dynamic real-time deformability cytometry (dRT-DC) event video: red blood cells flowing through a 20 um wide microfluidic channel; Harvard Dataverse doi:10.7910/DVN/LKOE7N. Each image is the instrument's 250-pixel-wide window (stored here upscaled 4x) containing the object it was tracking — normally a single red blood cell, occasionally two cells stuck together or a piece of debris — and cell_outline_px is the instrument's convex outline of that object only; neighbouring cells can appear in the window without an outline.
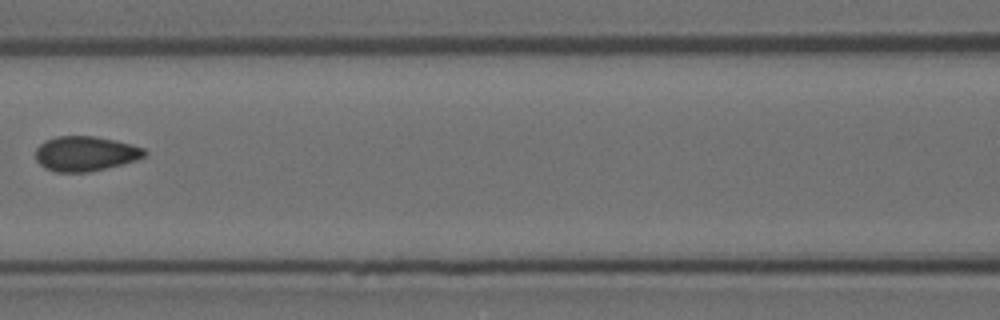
{"species": "Egyptian fruit bat (a non-hibernating species)", "species_latin": "Rousettus aegyptiacus", "temperature_condition": "room temperature", "stored_images_in_passage": 5, "camera_frame_rate_fps": 3000, "um_per_image_px": 0.085, "animal": {"sex": "female"}, "frame": {"image": 1, "passage_image": 5, "time_ms": 1.333, "image_size_px": [1000, 320], "cell_outline_px": [[148, 152], [144, 156], [136, 160], [88, 172], [56, 172], [44, 168], [36, 160], [36, 148], [44, 140], [56, 136], [96, 136], [116, 140], [132, 144], [144, 148]], "centroid_in_image_um": [7.24, 13.04], "position_along_channel_um": 159.4, "area_um2": 22.2}}